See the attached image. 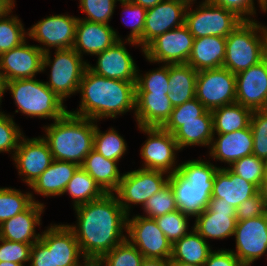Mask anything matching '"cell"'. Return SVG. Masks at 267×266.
I'll return each instance as SVG.
<instances>
[{
  "label": "cell",
  "instance_id": "obj_6",
  "mask_svg": "<svg viewBox=\"0 0 267 266\" xmlns=\"http://www.w3.org/2000/svg\"><path fill=\"white\" fill-rule=\"evenodd\" d=\"M50 53L45 52L43 56V71L51 65L50 78L45 83L63 102L78 92L88 62L73 48L55 50L53 61Z\"/></svg>",
  "mask_w": 267,
  "mask_h": 266
},
{
  "label": "cell",
  "instance_id": "obj_62",
  "mask_svg": "<svg viewBox=\"0 0 267 266\" xmlns=\"http://www.w3.org/2000/svg\"><path fill=\"white\" fill-rule=\"evenodd\" d=\"M0 266H25L14 262H0Z\"/></svg>",
  "mask_w": 267,
  "mask_h": 266
},
{
  "label": "cell",
  "instance_id": "obj_21",
  "mask_svg": "<svg viewBox=\"0 0 267 266\" xmlns=\"http://www.w3.org/2000/svg\"><path fill=\"white\" fill-rule=\"evenodd\" d=\"M120 40L109 24L90 22L78 18L73 49L80 55H96Z\"/></svg>",
  "mask_w": 267,
  "mask_h": 266
},
{
  "label": "cell",
  "instance_id": "obj_13",
  "mask_svg": "<svg viewBox=\"0 0 267 266\" xmlns=\"http://www.w3.org/2000/svg\"><path fill=\"white\" fill-rule=\"evenodd\" d=\"M78 18L68 14L51 15L34 24L27 34L43 45L38 46L43 53L52 47L55 50L73 48Z\"/></svg>",
  "mask_w": 267,
  "mask_h": 266
},
{
  "label": "cell",
  "instance_id": "obj_46",
  "mask_svg": "<svg viewBox=\"0 0 267 266\" xmlns=\"http://www.w3.org/2000/svg\"><path fill=\"white\" fill-rule=\"evenodd\" d=\"M253 155L267 162V109L255 110L250 120Z\"/></svg>",
  "mask_w": 267,
  "mask_h": 266
},
{
  "label": "cell",
  "instance_id": "obj_56",
  "mask_svg": "<svg viewBox=\"0 0 267 266\" xmlns=\"http://www.w3.org/2000/svg\"><path fill=\"white\" fill-rule=\"evenodd\" d=\"M141 266H170V260L161 258H145Z\"/></svg>",
  "mask_w": 267,
  "mask_h": 266
},
{
  "label": "cell",
  "instance_id": "obj_3",
  "mask_svg": "<svg viewBox=\"0 0 267 266\" xmlns=\"http://www.w3.org/2000/svg\"><path fill=\"white\" fill-rule=\"evenodd\" d=\"M95 122L67 111L51 125L44 126L46 136L43 138L53 159L81 166L94 147Z\"/></svg>",
  "mask_w": 267,
  "mask_h": 266
},
{
  "label": "cell",
  "instance_id": "obj_63",
  "mask_svg": "<svg viewBox=\"0 0 267 266\" xmlns=\"http://www.w3.org/2000/svg\"><path fill=\"white\" fill-rule=\"evenodd\" d=\"M263 1V4H264V7L267 9V0H262Z\"/></svg>",
  "mask_w": 267,
  "mask_h": 266
},
{
  "label": "cell",
  "instance_id": "obj_14",
  "mask_svg": "<svg viewBox=\"0 0 267 266\" xmlns=\"http://www.w3.org/2000/svg\"><path fill=\"white\" fill-rule=\"evenodd\" d=\"M234 236L236 252L232 253L243 266H250L267 252V213L237 221Z\"/></svg>",
  "mask_w": 267,
  "mask_h": 266
},
{
  "label": "cell",
  "instance_id": "obj_50",
  "mask_svg": "<svg viewBox=\"0 0 267 266\" xmlns=\"http://www.w3.org/2000/svg\"><path fill=\"white\" fill-rule=\"evenodd\" d=\"M0 243V262H14L22 265L30 262L33 244L12 242L3 238H0Z\"/></svg>",
  "mask_w": 267,
  "mask_h": 266
},
{
  "label": "cell",
  "instance_id": "obj_57",
  "mask_svg": "<svg viewBox=\"0 0 267 266\" xmlns=\"http://www.w3.org/2000/svg\"><path fill=\"white\" fill-rule=\"evenodd\" d=\"M132 3H135L137 5H141L145 9L153 8L158 3H160L163 0H129Z\"/></svg>",
  "mask_w": 267,
  "mask_h": 266
},
{
  "label": "cell",
  "instance_id": "obj_37",
  "mask_svg": "<svg viewBox=\"0 0 267 266\" xmlns=\"http://www.w3.org/2000/svg\"><path fill=\"white\" fill-rule=\"evenodd\" d=\"M14 7L13 4L0 15V55L22 44L28 35L18 16L9 15Z\"/></svg>",
  "mask_w": 267,
  "mask_h": 266
},
{
  "label": "cell",
  "instance_id": "obj_59",
  "mask_svg": "<svg viewBox=\"0 0 267 266\" xmlns=\"http://www.w3.org/2000/svg\"><path fill=\"white\" fill-rule=\"evenodd\" d=\"M259 192L262 196V199L264 201L265 208L267 210V176L266 178L262 181V184L259 188Z\"/></svg>",
  "mask_w": 267,
  "mask_h": 266
},
{
  "label": "cell",
  "instance_id": "obj_48",
  "mask_svg": "<svg viewBox=\"0 0 267 266\" xmlns=\"http://www.w3.org/2000/svg\"><path fill=\"white\" fill-rule=\"evenodd\" d=\"M82 12L87 14L86 20L90 22L108 24L114 13L116 2L119 0H79Z\"/></svg>",
  "mask_w": 267,
  "mask_h": 266
},
{
  "label": "cell",
  "instance_id": "obj_27",
  "mask_svg": "<svg viewBox=\"0 0 267 266\" xmlns=\"http://www.w3.org/2000/svg\"><path fill=\"white\" fill-rule=\"evenodd\" d=\"M168 183L173 189L177 208L181 212L196 217L207 208L212 190L192 187L177 171L169 174Z\"/></svg>",
  "mask_w": 267,
  "mask_h": 266
},
{
  "label": "cell",
  "instance_id": "obj_1",
  "mask_svg": "<svg viewBox=\"0 0 267 266\" xmlns=\"http://www.w3.org/2000/svg\"><path fill=\"white\" fill-rule=\"evenodd\" d=\"M77 225H67L76 237L82 254L104 256L127 236V214L114 193L74 208Z\"/></svg>",
  "mask_w": 267,
  "mask_h": 266
},
{
  "label": "cell",
  "instance_id": "obj_36",
  "mask_svg": "<svg viewBox=\"0 0 267 266\" xmlns=\"http://www.w3.org/2000/svg\"><path fill=\"white\" fill-rule=\"evenodd\" d=\"M177 172L186 179L192 187L213 190L214 176L220 167H216L210 161L189 160L178 165Z\"/></svg>",
  "mask_w": 267,
  "mask_h": 266
},
{
  "label": "cell",
  "instance_id": "obj_34",
  "mask_svg": "<svg viewBox=\"0 0 267 266\" xmlns=\"http://www.w3.org/2000/svg\"><path fill=\"white\" fill-rule=\"evenodd\" d=\"M252 110L238 103L222 106L211 111L213 133L227 134L250 125Z\"/></svg>",
  "mask_w": 267,
  "mask_h": 266
},
{
  "label": "cell",
  "instance_id": "obj_26",
  "mask_svg": "<svg viewBox=\"0 0 267 266\" xmlns=\"http://www.w3.org/2000/svg\"><path fill=\"white\" fill-rule=\"evenodd\" d=\"M172 111L173 106L167 94L136 93L134 115L138 127H162Z\"/></svg>",
  "mask_w": 267,
  "mask_h": 266
},
{
  "label": "cell",
  "instance_id": "obj_22",
  "mask_svg": "<svg viewBox=\"0 0 267 266\" xmlns=\"http://www.w3.org/2000/svg\"><path fill=\"white\" fill-rule=\"evenodd\" d=\"M43 203L33 202L25 211L6 220L0 225V238L24 244L36 243L41 234H36V226L41 224V214L44 212Z\"/></svg>",
  "mask_w": 267,
  "mask_h": 266
},
{
  "label": "cell",
  "instance_id": "obj_49",
  "mask_svg": "<svg viewBox=\"0 0 267 266\" xmlns=\"http://www.w3.org/2000/svg\"><path fill=\"white\" fill-rule=\"evenodd\" d=\"M23 133L10 115L0 111V152H12L13 156Z\"/></svg>",
  "mask_w": 267,
  "mask_h": 266
},
{
  "label": "cell",
  "instance_id": "obj_20",
  "mask_svg": "<svg viewBox=\"0 0 267 266\" xmlns=\"http://www.w3.org/2000/svg\"><path fill=\"white\" fill-rule=\"evenodd\" d=\"M124 43L120 39L111 47L96 54L95 56H98L97 65L91 66L87 63V68L102 77L136 82L137 67Z\"/></svg>",
  "mask_w": 267,
  "mask_h": 266
},
{
  "label": "cell",
  "instance_id": "obj_39",
  "mask_svg": "<svg viewBox=\"0 0 267 266\" xmlns=\"http://www.w3.org/2000/svg\"><path fill=\"white\" fill-rule=\"evenodd\" d=\"M93 149L106 159L119 161L127 150V144L115 129L109 128L104 133L96 125Z\"/></svg>",
  "mask_w": 267,
  "mask_h": 266
},
{
  "label": "cell",
  "instance_id": "obj_32",
  "mask_svg": "<svg viewBox=\"0 0 267 266\" xmlns=\"http://www.w3.org/2000/svg\"><path fill=\"white\" fill-rule=\"evenodd\" d=\"M198 72L190 65L169 64L168 98L173 107L195 98Z\"/></svg>",
  "mask_w": 267,
  "mask_h": 266
},
{
  "label": "cell",
  "instance_id": "obj_60",
  "mask_svg": "<svg viewBox=\"0 0 267 266\" xmlns=\"http://www.w3.org/2000/svg\"><path fill=\"white\" fill-rule=\"evenodd\" d=\"M15 4V0H0V15Z\"/></svg>",
  "mask_w": 267,
  "mask_h": 266
},
{
  "label": "cell",
  "instance_id": "obj_28",
  "mask_svg": "<svg viewBox=\"0 0 267 266\" xmlns=\"http://www.w3.org/2000/svg\"><path fill=\"white\" fill-rule=\"evenodd\" d=\"M226 52V38L209 36L196 38L187 64L197 72L223 66Z\"/></svg>",
  "mask_w": 267,
  "mask_h": 266
},
{
  "label": "cell",
  "instance_id": "obj_43",
  "mask_svg": "<svg viewBox=\"0 0 267 266\" xmlns=\"http://www.w3.org/2000/svg\"><path fill=\"white\" fill-rule=\"evenodd\" d=\"M154 219L159 229L164 233L171 244L189 233V215L181 212L179 209Z\"/></svg>",
  "mask_w": 267,
  "mask_h": 266
},
{
  "label": "cell",
  "instance_id": "obj_4",
  "mask_svg": "<svg viewBox=\"0 0 267 266\" xmlns=\"http://www.w3.org/2000/svg\"><path fill=\"white\" fill-rule=\"evenodd\" d=\"M267 26L243 21L226 37L224 68L237 74L267 56ZM259 33V34H258Z\"/></svg>",
  "mask_w": 267,
  "mask_h": 266
},
{
  "label": "cell",
  "instance_id": "obj_53",
  "mask_svg": "<svg viewBox=\"0 0 267 266\" xmlns=\"http://www.w3.org/2000/svg\"><path fill=\"white\" fill-rule=\"evenodd\" d=\"M30 266H56L53 250H49L40 240L32 245Z\"/></svg>",
  "mask_w": 267,
  "mask_h": 266
},
{
  "label": "cell",
  "instance_id": "obj_12",
  "mask_svg": "<svg viewBox=\"0 0 267 266\" xmlns=\"http://www.w3.org/2000/svg\"><path fill=\"white\" fill-rule=\"evenodd\" d=\"M141 131L148 134L145 144L140 150L144 160L143 168L164 171L172 174L178 170L176 151L179 146L170 132L162 127H138Z\"/></svg>",
  "mask_w": 267,
  "mask_h": 266
},
{
  "label": "cell",
  "instance_id": "obj_9",
  "mask_svg": "<svg viewBox=\"0 0 267 266\" xmlns=\"http://www.w3.org/2000/svg\"><path fill=\"white\" fill-rule=\"evenodd\" d=\"M195 97L209 111L236 103V74L224 67L198 71Z\"/></svg>",
  "mask_w": 267,
  "mask_h": 266
},
{
  "label": "cell",
  "instance_id": "obj_47",
  "mask_svg": "<svg viewBox=\"0 0 267 266\" xmlns=\"http://www.w3.org/2000/svg\"><path fill=\"white\" fill-rule=\"evenodd\" d=\"M119 2L121 3L122 7H124L123 12L128 13V15L131 17L130 20L132 21V24L130 25L123 21L125 25L131 27L130 34L127 39H125L126 43H130L132 46L136 44L137 46H141L142 49V35L145 26L147 9L141 5L132 3L129 0H119Z\"/></svg>",
  "mask_w": 267,
  "mask_h": 266
},
{
  "label": "cell",
  "instance_id": "obj_55",
  "mask_svg": "<svg viewBox=\"0 0 267 266\" xmlns=\"http://www.w3.org/2000/svg\"><path fill=\"white\" fill-rule=\"evenodd\" d=\"M82 259L84 262H80L78 260V263L76 266H104V259L102 255H89V254H82Z\"/></svg>",
  "mask_w": 267,
  "mask_h": 266
},
{
  "label": "cell",
  "instance_id": "obj_25",
  "mask_svg": "<svg viewBox=\"0 0 267 266\" xmlns=\"http://www.w3.org/2000/svg\"><path fill=\"white\" fill-rule=\"evenodd\" d=\"M258 192L256 185L236 175L228 167H223L215 173L211 197L223 199L237 209L242 202Z\"/></svg>",
  "mask_w": 267,
  "mask_h": 266
},
{
  "label": "cell",
  "instance_id": "obj_17",
  "mask_svg": "<svg viewBox=\"0 0 267 266\" xmlns=\"http://www.w3.org/2000/svg\"><path fill=\"white\" fill-rule=\"evenodd\" d=\"M190 0H163L147 9L142 35L143 49L158 35L185 24V13Z\"/></svg>",
  "mask_w": 267,
  "mask_h": 266
},
{
  "label": "cell",
  "instance_id": "obj_52",
  "mask_svg": "<svg viewBox=\"0 0 267 266\" xmlns=\"http://www.w3.org/2000/svg\"><path fill=\"white\" fill-rule=\"evenodd\" d=\"M267 210L260 192L242 202L236 209L237 221L265 215Z\"/></svg>",
  "mask_w": 267,
  "mask_h": 266
},
{
  "label": "cell",
  "instance_id": "obj_16",
  "mask_svg": "<svg viewBox=\"0 0 267 266\" xmlns=\"http://www.w3.org/2000/svg\"><path fill=\"white\" fill-rule=\"evenodd\" d=\"M22 138L13 160L23 181L30 187L53 161L48 143L43 137Z\"/></svg>",
  "mask_w": 267,
  "mask_h": 266
},
{
  "label": "cell",
  "instance_id": "obj_58",
  "mask_svg": "<svg viewBox=\"0 0 267 266\" xmlns=\"http://www.w3.org/2000/svg\"><path fill=\"white\" fill-rule=\"evenodd\" d=\"M5 91H7V80L5 78L3 71L0 68V105L2 96L4 95Z\"/></svg>",
  "mask_w": 267,
  "mask_h": 266
},
{
  "label": "cell",
  "instance_id": "obj_61",
  "mask_svg": "<svg viewBox=\"0 0 267 266\" xmlns=\"http://www.w3.org/2000/svg\"><path fill=\"white\" fill-rule=\"evenodd\" d=\"M170 266H202V265L189 264V263L178 262V261H170Z\"/></svg>",
  "mask_w": 267,
  "mask_h": 266
},
{
  "label": "cell",
  "instance_id": "obj_41",
  "mask_svg": "<svg viewBox=\"0 0 267 266\" xmlns=\"http://www.w3.org/2000/svg\"><path fill=\"white\" fill-rule=\"evenodd\" d=\"M137 69L135 90L136 93H169V64H163L160 68L148 71L145 76L138 74Z\"/></svg>",
  "mask_w": 267,
  "mask_h": 266
},
{
  "label": "cell",
  "instance_id": "obj_24",
  "mask_svg": "<svg viewBox=\"0 0 267 266\" xmlns=\"http://www.w3.org/2000/svg\"><path fill=\"white\" fill-rule=\"evenodd\" d=\"M217 135V139L213 138L209 147L212 159L230 166L234 161L253 154L254 142L250 125L242 130Z\"/></svg>",
  "mask_w": 267,
  "mask_h": 266
},
{
  "label": "cell",
  "instance_id": "obj_35",
  "mask_svg": "<svg viewBox=\"0 0 267 266\" xmlns=\"http://www.w3.org/2000/svg\"><path fill=\"white\" fill-rule=\"evenodd\" d=\"M67 192L73 198L74 208L97 200L105 194L95 180L81 166L77 168L68 182L64 193Z\"/></svg>",
  "mask_w": 267,
  "mask_h": 266
},
{
  "label": "cell",
  "instance_id": "obj_40",
  "mask_svg": "<svg viewBox=\"0 0 267 266\" xmlns=\"http://www.w3.org/2000/svg\"><path fill=\"white\" fill-rule=\"evenodd\" d=\"M228 168L258 188H260L262 181L267 176V162L253 154L234 161Z\"/></svg>",
  "mask_w": 267,
  "mask_h": 266
},
{
  "label": "cell",
  "instance_id": "obj_11",
  "mask_svg": "<svg viewBox=\"0 0 267 266\" xmlns=\"http://www.w3.org/2000/svg\"><path fill=\"white\" fill-rule=\"evenodd\" d=\"M126 237L144 256L170 260L172 244L159 229L155 219L136 215H127Z\"/></svg>",
  "mask_w": 267,
  "mask_h": 266
},
{
  "label": "cell",
  "instance_id": "obj_54",
  "mask_svg": "<svg viewBox=\"0 0 267 266\" xmlns=\"http://www.w3.org/2000/svg\"><path fill=\"white\" fill-rule=\"evenodd\" d=\"M204 266H243L232 250L211 251Z\"/></svg>",
  "mask_w": 267,
  "mask_h": 266
},
{
  "label": "cell",
  "instance_id": "obj_7",
  "mask_svg": "<svg viewBox=\"0 0 267 266\" xmlns=\"http://www.w3.org/2000/svg\"><path fill=\"white\" fill-rule=\"evenodd\" d=\"M194 1L190 0L185 13V25L194 39L209 36L226 38L243 22L234 12L207 0H203L195 10H191Z\"/></svg>",
  "mask_w": 267,
  "mask_h": 266
},
{
  "label": "cell",
  "instance_id": "obj_19",
  "mask_svg": "<svg viewBox=\"0 0 267 266\" xmlns=\"http://www.w3.org/2000/svg\"><path fill=\"white\" fill-rule=\"evenodd\" d=\"M44 53L38 45L27 44L26 40L0 55V68L8 81L36 77L43 72Z\"/></svg>",
  "mask_w": 267,
  "mask_h": 266
},
{
  "label": "cell",
  "instance_id": "obj_42",
  "mask_svg": "<svg viewBox=\"0 0 267 266\" xmlns=\"http://www.w3.org/2000/svg\"><path fill=\"white\" fill-rule=\"evenodd\" d=\"M105 266H141L142 253L126 238L103 256Z\"/></svg>",
  "mask_w": 267,
  "mask_h": 266
},
{
  "label": "cell",
  "instance_id": "obj_31",
  "mask_svg": "<svg viewBox=\"0 0 267 266\" xmlns=\"http://www.w3.org/2000/svg\"><path fill=\"white\" fill-rule=\"evenodd\" d=\"M173 136L180 150L188 146H209L215 137L213 133V116L207 110L199 120L179 121V128Z\"/></svg>",
  "mask_w": 267,
  "mask_h": 266
},
{
  "label": "cell",
  "instance_id": "obj_51",
  "mask_svg": "<svg viewBox=\"0 0 267 266\" xmlns=\"http://www.w3.org/2000/svg\"><path fill=\"white\" fill-rule=\"evenodd\" d=\"M207 1L234 12L243 21H253V18L251 19L250 15L252 16L256 14L255 12L256 10L254 7V0H207ZM258 2L260 4L261 10H263V12H267V9L264 7L263 1L258 0Z\"/></svg>",
  "mask_w": 267,
  "mask_h": 266
},
{
  "label": "cell",
  "instance_id": "obj_18",
  "mask_svg": "<svg viewBox=\"0 0 267 266\" xmlns=\"http://www.w3.org/2000/svg\"><path fill=\"white\" fill-rule=\"evenodd\" d=\"M236 103L252 111L267 109V56L236 74Z\"/></svg>",
  "mask_w": 267,
  "mask_h": 266
},
{
  "label": "cell",
  "instance_id": "obj_45",
  "mask_svg": "<svg viewBox=\"0 0 267 266\" xmlns=\"http://www.w3.org/2000/svg\"><path fill=\"white\" fill-rule=\"evenodd\" d=\"M147 218H156L176 211L177 205L173 189L169 183L159 192L150 197L142 207Z\"/></svg>",
  "mask_w": 267,
  "mask_h": 266
},
{
  "label": "cell",
  "instance_id": "obj_44",
  "mask_svg": "<svg viewBox=\"0 0 267 266\" xmlns=\"http://www.w3.org/2000/svg\"><path fill=\"white\" fill-rule=\"evenodd\" d=\"M206 111L204 105L195 97L182 105L173 107L169 119L162 128L173 134L179 128V121L199 120Z\"/></svg>",
  "mask_w": 267,
  "mask_h": 266
},
{
  "label": "cell",
  "instance_id": "obj_10",
  "mask_svg": "<svg viewBox=\"0 0 267 266\" xmlns=\"http://www.w3.org/2000/svg\"><path fill=\"white\" fill-rule=\"evenodd\" d=\"M194 36L184 24L158 35L144 49L146 59L153 63L186 64L188 62Z\"/></svg>",
  "mask_w": 267,
  "mask_h": 266
},
{
  "label": "cell",
  "instance_id": "obj_30",
  "mask_svg": "<svg viewBox=\"0 0 267 266\" xmlns=\"http://www.w3.org/2000/svg\"><path fill=\"white\" fill-rule=\"evenodd\" d=\"M118 161L106 159L94 149L85 157L81 167L95 180L105 193H113L123 177Z\"/></svg>",
  "mask_w": 267,
  "mask_h": 266
},
{
  "label": "cell",
  "instance_id": "obj_38",
  "mask_svg": "<svg viewBox=\"0 0 267 266\" xmlns=\"http://www.w3.org/2000/svg\"><path fill=\"white\" fill-rule=\"evenodd\" d=\"M35 201L32 193H22L14 188H0V225L25 211Z\"/></svg>",
  "mask_w": 267,
  "mask_h": 266
},
{
  "label": "cell",
  "instance_id": "obj_23",
  "mask_svg": "<svg viewBox=\"0 0 267 266\" xmlns=\"http://www.w3.org/2000/svg\"><path fill=\"white\" fill-rule=\"evenodd\" d=\"M39 240L49 250H53L56 266H76L81 258L79 243L67 224H51L42 232Z\"/></svg>",
  "mask_w": 267,
  "mask_h": 266
},
{
  "label": "cell",
  "instance_id": "obj_29",
  "mask_svg": "<svg viewBox=\"0 0 267 266\" xmlns=\"http://www.w3.org/2000/svg\"><path fill=\"white\" fill-rule=\"evenodd\" d=\"M78 167L79 165L72 162L53 159L49 167L30 188L46 197L63 195L68 182Z\"/></svg>",
  "mask_w": 267,
  "mask_h": 266
},
{
  "label": "cell",
  "instance_id": "obj_8",
  "mask_svg": "<svg viewBox=\"0 0 267 266\" xmlns=\"http://www.w3.org/2000/svg\"><path fill=\"white\" fill-rule=\"evenodd\" d=\"M164 174V171L145 168L123 173L114 194L127 215L130 216L131 204H141L143 207L150 197L165 187L169 175L164 178Z\"/></svg>",
  "mask_w": 267,
  "mask_h": 266
},
{
  "label": "cell",
  "instance_id": "obj_5",
  "mask_svg": "<svg viewBox=\"0 0 267 266\" xmlns=\"http://www.w3.org/2000/svg\"><path fill=\"white\" fill-rule=\"evenodd\" d=\"M7 90L13 96L15 105L27 116L58 120L68 110L62 100L46 85L34 78L11 80Z\"/></svg>",
  "mask_w": 267,
  "mask_h": 266
},
{
  "label": "cell",
  "instance_id": "obj_15",
  "mask_svg": "<svg viewBox=\"0 0 267 266\" xmlns=\"http://www.w3.org/2000/svg\"><path fill=\"white\" fill-rule=\"evenodd\" d=\"M195 219L193 229L205 240L234 236L236 209L223 199L211 197L207 208Z\"/></svg>",
  "mask_w": 267,
  "mask_h": 266
},
{
  "label": "cell",
  "instance_id": "obj_33",
  "mask_svg": "<svg viewBox=\"0 0 267 266\" xmlns=\"http://www.w3.org/2000/svg\"><path fill=\"white\" fill-rule=\"evenodd\" d=\"M210 245L192 227V230L172 244L170 261L204 266L210 252Z\"/></svg>",
  "mask_w": 267,
  "mask_h": 266
},
{
  "label": "cell",
  "instance_id": "obj_2",
  "mask_svg": "<svg viewBox=\"0 0 267 266\" xmlns=\"http://www.w3.org/2000/svg\"><path fill=\"white\" fill-rule=\"evenodd\" d=\"M135 83L102 77L86 68L78 89L80 108L69 112L97 122L108 117L114 119L129 110L135 111Z\"/></svg>",
  "mask_w": 267,
  "mask_h": 266
}]
</instances>
